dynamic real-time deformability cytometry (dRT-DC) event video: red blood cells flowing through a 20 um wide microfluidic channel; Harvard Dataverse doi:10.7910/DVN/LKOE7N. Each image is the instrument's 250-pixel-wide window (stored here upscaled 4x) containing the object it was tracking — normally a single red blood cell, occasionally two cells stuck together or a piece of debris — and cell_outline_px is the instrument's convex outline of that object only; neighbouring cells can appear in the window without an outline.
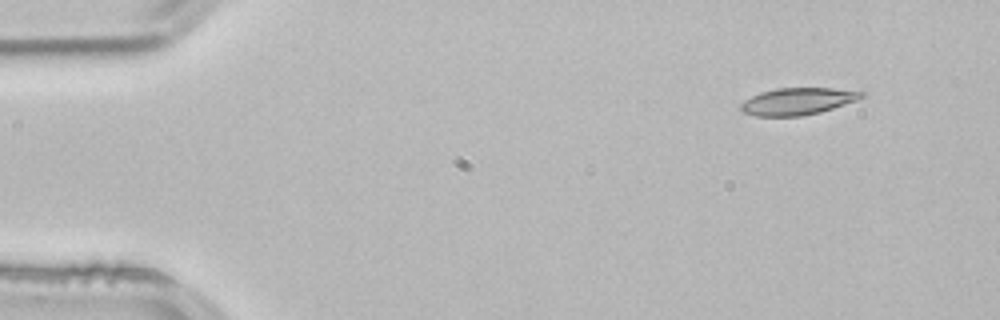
{"species": "common noctule bat (a hibernating species)", "species_latin": "Nyctalus noctula", "temperature_condition": "room temperature", "stored_images_in_passage": 4, "segment_of_instrument_passage": [1, 2], "camera_frame_rate_fps": 3000, "um_per_image_px": 0.085, "animal": {"sex": "male", "body_mass_g": 21.5, "forearm_length_mm": 52.0}, "frame": {"image": 1, "passage_image": 1, "time_ms": 0.0, "image_size_px": [1000, 320], "cell_outline_px": [[868, 92], [864, 96], [856, 100], [820, 112], [800, 116], [756, 116], [744, 112], [740, 108], [740, 104], [744, 100], [760, 92], [776, 88], [832, 88]], "centroid_in_image_um": [67.79, 8.6], "position_along_channel_um": 17.2, "area_um2": 18.9}}
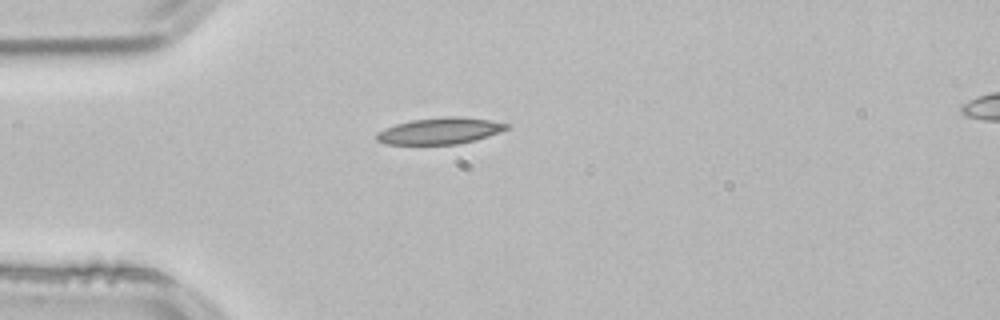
{"frame": {"image": 2, "passage_image": 3, "time_ms": 0.667, "image_size_px": [1000, 320], "cell_outline_px": [[508, 128], [500, 132], [488, 136], [456, 144], [384, 144], [376, 140], [376, 132], [384, 128], [396, 124], [412, 120], [444, 116], [460, 116], [488, 120], [508, 124]], "centroid_in_image_um": [37.34, 11.12], "position_along_channel_um": 47.7, "area_um2": 19.88}}